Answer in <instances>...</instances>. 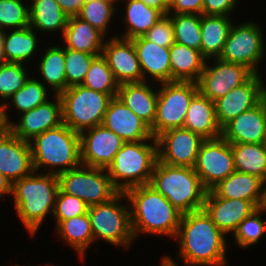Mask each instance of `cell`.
<instances>
[{
	"instance_id": "obj_1",
	"label": "cell",
	"mask_w": 266,
	"mask_h": 266,
	"mask_svg": "<svg viewBox=\"0 0 266 266\" xmlns=\"http://www.w3.org/2000/svg\"><path fill=\"white\" fill-rule=\"evenodd\" d=\"M185 266H227V236L204 209L182 214L174 241ZM183 259V260H182Z\"/></svg>"
},
{
	"instance_id": "obj_2",
	"label": "cell",
	"mask_w": 266,
	"mask_h": 266,
	"mask_svg": "<svg viewBox=\"0 0 266 266\" xmlns=\"http://www.w3.org/2000/svg\"><path fill=\"white\" fill-rule=\"evenodd\" d=\"M124 193L135 240L143 233L175 238L182 213L167 198L149 184L129 188Z\"/></svg>"
},
{
	"instance_id": "obj_3",
	"label": "cell",
	"mask_w": 266,
	"mask_h": 266,
	"mask_svg": "<svg viewBox=\"0 0 266 266\" xmlns=\"http://www.w3.org/2000/svg\"><path fill=\"white\" fill-rule=\"evenodd\" d=\"M58 191V176L43 170L13 183L14 210L30 236H35L45 218L53 215Z\"/></svg>"
},
{
	"instance_id": "obj_4",
	"label": "cell",
	"mask_w": 266,
	"mask_h": 266,
	"mask_svg": "<svg viewBox=\"0 0 266 266\" xmlns=\"http://www.w3.org/2000/svg\"><path fill=\"white\" fill-rule=\"evenodd\" d=\"M30 145L35 172L41 173L43 167L46 172L51 167L46 173L58 175L82 165L80 134L65 123L39 134Z\"/></svg>"
},
{
	"instance_id": "obj_5",
	"label": "cell",
	"mask_w": 266,
	"mask_h": 266,
	"mask_svg": "<svg viewBox=\"0 0 266 266\" xmlns=\"http://www.w3.org/2000/svg\"><path fill=\"white\" fill-rule=\"evenodd\" d=\"M182 214L202 210L207 190L194 168L170 166L157 160L150 184Z\"/></svg>"
},
{
	"instance_id": "obj_6",
	"label": "cell",
	"mask_w": 266,
	"mask_h": 266,
	"mask_svg": "<svg viewBox=\"0 0 266 266\" xmlns=\"http://www.w3.org/2000/svg\"><path fill=\"white\" fill-rule=\"evenodd\" d=\"M157 160L156 138L125 142L106 170L113 186L119 192H125L132 187L150 184Z\"/></svg>"
},
{
	"instance_id": "obj_7",
	"label": "cell",
	"mask_w": 266,
	"mask_h": 266,
	"mask_svg": "<svg viewBox=\"0 0 266 266\" xmlns=\"http://www.w3.org/2000/svg\"><path fill=\"white\" fill-rule=\"evenodd\" d=\"M62 101L63 123L75 133L102 125L109 103L117 94L94 91L82 85L68 87L59 94Z\"/></svg>"
},
{
	"instance_id": "obj_8",
	"label": "cell",
	"mask_w": 266,
	"mask_h": 266,
	"mask_svg": "<svg viewBox=\"0 0 266 266\" xmlns=\"http://www.w3.org/2000/svg\"><path fill=\"white\" fill-rule=\"evenodd\" d=\"M123 200H127L125 193L118 192L104 203L89 206L88 215L95 242L99 239L123 249L133 245L135 239L131 229L130 206L129 203H122Z\"/></svg>"
},
{
	"instance_id": "obj_9",
	"label": "cell",
	"mask_w": 266,
	"mask_h": 266,
	"mask_svg": "<svg viewBox=\"0 0 266 266\" xmlns=\"http://www.w3.org/2000/svg\"><path fill=\"white\" fill-rule=\"evenodd\" d=\"M159 85L156 117L150 127L154 138L165 131L183 127L190 102L199 92L196 82L173 81Z\"/></svg>"
},
{
	"instance_id": "obj_10",
	"label": "cell",
	"mask_w": 266,
	"mask_h": 266,
	"mask_svg": "<svg viewBox=\"0 0 266 266\" xmlns=\"http://www.w3.org/2000/svg\"><path fill=\"white\" fill-rule=\"evenodd\" d=\"M57 176L62 192L80 198L88 206L104 203L119 192L104 168L81 165Z\"/></svg>"
},
{
	"instance_id": "obj_11",
	"label": "cell",
	"mask_w": 266,
	"mask_h": 266,
	"mask_svg": "<svg viewBox=\"0 0 266 266\" xmlns=\"http://www.w3.org/2000/svg\"><path fill=\"white\" fill-rule=\"evenodd\" d=\"M260 27L253 21L232 25L219 58L242 64L254 74H260L259 64L266 53L264 31Z\"/></svg>"
},
{
	"instance_id": "obj_12",
	"label": "cell",
	"mask_w": 266,
	"mask_h": 266,
	"mask_svg": "<svg viewBox=\"0 0 266 266\" xmlns=\"http://www.w3.org/2000/svg\"><path fill=\"white\" fill-rule=\"evenodd\" d=\"M194 170L203 187L211 190L235 171L231 143L222 136L204 140Z\"/></svg>"
},
{
	"instance_id": "obj_13",
	"label": "cell",
	"mask_w": 266,
	"mask_h": 266,
	"mask_svg": "<svg viewBox=\"0 0 266 266\" xmlns=\"http://www.w3.org/2000/svg\"><path fill=\"white\" fill-rule=\"evenodd\" d=\"M213 61L212 64L206 60L197 82L199 92L213 102L245 83L254 74L242 64L227 62L220 58H213Z\"/></svg>"
},
{
	"instance_id": "obj_14",
	"label": "cell",
	"mask_w": 266,
	"mask_h": 266,
	"mask_svg": "<svg viewBox=\"0 0 266 266\" xmlns=\"http://www.w3.org/2000/svg\"><path fill=\"white\" fill-rule=\"evenodd\" d=\"M204 140L184 127L165 131L156 137L158 161L170 166L194 168Z\"/></svg>"
},
{
	"instance_id": "obj_15",
	"label": "cell",
	"mask_w": 266,
	"mask_h": 266,
	"mask_svg": "<svg viewBox=\"0 0 266 266\" xmlns=\"http://www.w3.org/2000/svg\"><path fill=\"white\" fill-rule=\"evenodd\" d=\"M124 143L121 137L103 125L92 127L80 134L81 164L107 169Z\"/></svg>"
},
{
	"instance_id": "obj_16",
	"label": "cell",
	"mask_w": 266,
	"mask_h": 266,
	"mask_svg": "<svg viewBox=\"0 0 266 266\" xmlns=\"http://www.w3.org/2000/svg\"><path fill=\"white\" fill-rule=\"evenodd\" d=\"M54 100L20 114L18 122H11V132L18 138L30 142L39 134L63 124L62 101L59 94Z\"/></svg>"
},
{
	"instance_id": "obj_17",
	"label": "cell",
	"mask_w": 266,
	"mask_h": 266,
	"mask_svg": "<svg viewBox=\"0 0 266 266\" xmlns=\"http://www.w3.org/2000/svg\"><path fill=\"white\" fill-rule=\"evenodd\" d=\"M116 81L119 84L142 82L137 52L131 39L114 35L106 39L102 50Z\"/></svg>"
},
{
	"instance_id": "obj_18",
	"label": "cell",
	"mask_w": 266,
	"mask_h": 266,
	"mask_svg": "<svg viewBox=\"0 0 266 266\" xmlns=\"http://www.w3.org/2000/svg\"><path fill=\"white\" fill-rule=\"evenodd\" d=\"M261 74H253L245 83L215 101L216 119L221 128L260 101L265 84Z\"/></svg>"
},
{
	"instance_id": "obj_19",
	"label": "cell",
	"mask_w": 266,
	"mask_h": 266,
	"mask_svg": "<svg viewBox=\"0 0 266 266\" xmlns=\"http://www.w3.org/2000/svg\"><path fill=\"white\" fill-rule=\"evenodd\" d=\"M257 208L252 201L221 198L212 190L206 192L203 207L226 236L233 234L238 225Z\"/></svg>"
},
{
	"instance_id": "obj_20",
	"label": "cell",
	"mask_w": 266,
	"mask_h": 266,
	"mask_svg": "<svg viewBox=\"0 0 266 266\" xmlns=\"http://www.w3.org/2000/svg\"><path fill=\"white\" fill-rule=\"evenodd\" d=\"M102 125L125 142L144 141L153 138L150 127L117 96L110 101Z\"/></svg>"
},
{
	"instance_id": "obj_21",
	"label": "cell",
	"mask_w": 266,
	"mask_h": 266,
	"mask_svg": "<svg viewBox=\"0 0 266 266\" xmlns=\"http://www.w3.org/2000/svg\"><path fill=\"white\" fill-rule=\"evenodd\" d=\"M0 172L11 181L20 180L34 172L30 142L12 132L0 138Z\"/></svg>"
},
{
	"instance_id": "obj_22",
	"label": "cell",
	"mask_w": 266,
	"mask_h": 266,
	"mask_svg": "<svg viewBox=\"0 0 266 266\" xmlns=\"http://www.w3.org/2000/svg\"><path fill=\"white\" fill-rule=\"evenodd\" d=\"M139 60L143 81L151 77V82H171L170 48L157 45L144 36L131 39ZM148 77V78H147Z\"/></svg>"
},
{
	"instance_id": "obj_23",
	"label": "cell",
	"mask_w": 266,
	"mask_h": 266,
	"mask_svg": "<svg viewBox=\"0 0 266 266\" xmlns=\"http://www.w3.org/2000/svg\"><path fill=\"white\" fill-rule=\"evenodd\" d=\"M222 137L229 143H266V118L259 102L222 128Z\"/></svg>"
},
{
	"instance_id": "obj_24",
	"label": "cell",
	"mask_w": 266,
	"mask_h": 266,
	"mask_svg": "<svg viewBox=\"0 0 266 266\" xmlns=\"http://www.w3.org/2000/svg\"><path fill=\"white\" fill-rule=\"evenodd\" d=\"M218 197L252 201L263 207L265 182L257 176L234 171L211 189Z\"/></svg>"
},
{
	"instance_id": "obj_25",
	"label": "cell",
	"mask_w": 266,
	"mask_h": 266,
	"mask_svg": "<svg viewBox=\"0 0 266 266\" xmlns=\"http://www.w3.org/2000/svg\"><path fill=\"white\" fill-rule=\"evenodd\" d=\"M148 81L124 83L119 85L117 97L141 118L149 127L156 117L158 90Z\"/></svg>"
},
{
	"instance_id": "obj_26",
	"label": "cell",
	"mask_w": 266,
	"mask_h": 266,
	"mask_svg": "<svg viewBox=\"0 0 266 266\" xmlns=\"http://www.w3.org/2000/svg\"><path fill=\"white\" fill-rule=\"evenodd\" d=\"M183 127L205 140L221 137L222 128L216 119L215 102L198 92L190 102Z\"/></svg>"
},
{
	"instance_id": "obj_27",
	"label": "cell",
	"mask_w": 266,
	"mask_h": 266,
	"mask_svg": "<svg viewBox=\"0 0 266 266\" xmlns=\"http://www.w3.org/2000/svg\"><path fill=\"white\" fill-rule=\"evenodd\" d=\"M63 47L89 54H102L105 35L77 16L68 17L63 32Z\"/></svg>"
},
{
	"instance_id": "obj_28",
	"label": "cell",
	"mask_w": 266,
	"mask_h": 266,
	"mask_svg": "<svg viewBox=\"0 0 266 266\" xmlns=\"http://www.w3.org/2000/svg\"><path fill=\"white\" fill-rule=\"evenodd\" d=\"M171 82H198L206 63L201 51L180 43L170 47Z\"/></svg>"
},
{
	"instance_id": "obj_29",
	"label": "cell",
	"mask_w": 266,
	"mask_h": 266,
	"mask_svg": "<svg viewBox=\"0 0 266 266\" xmlns=\"http://www.w3.org/2000/svg\"><path fill=\"white\" fill-rule=\"evenodd\" d=\"M229 16L201 15V53L211 60L219 58L233 25Z\"/></svg>"
},
{
	"instance_id": "obj_30",
	"label": "cell",
	"mask_w": 266,
	"mask_h": 266,
	"mask_svg": "<svg viewBox=\"0 0 266 266\" xmlns=\"http://www.w3.org/2000/svg\"><path fill=\"white\" fill-rule=\"evenodd\" d=\"M35 32L30 26L4 31L2 48L5 62L25 64L33 59L40 42Z\"/></svg>"
},
{
	"instance_id": "obj_31",
	"label": "cell",
	"mask_w": 266,
	"mask_h": 266,
	"mask_svg": "<svg viewBox=\"0 0 266 266\" xmlns=\"http://www.w3.org/2000/svg\"><path fill=\"white\" fill-rule=\"evenodd\" d=\"M29 3L30 27L35 31L63 32L67 25L68 16L60 8L56 0H31Z\"/></svg>"
},
{
	"instance_id": "obj_32",
	"label": "cell",
	"mask_w": 266,
	"mask_h": 266,
	"mask_svg": "<svg viewBox=\"0 0 266 266\" xmlns=\"http://www.w3.org/2000/svg\"><path fill=\"white\" fill-rule=\"evenodd\" d=\"M56 233L84 261L86 251L94 243L88 213L61 221L56 226Z\"/></svg>"
},
{
	"instance_id": "obj_33",
	"label": "cell",
	"mask_w": 266,
	"mask_h": 266,
	"mask_svg": "<svg viewBox=\"0 0 266 266\" xmlns=\"http://www.w3.org/2000/svg\"><path fill=\"white\" fill-rule=\"evenodd\" d=\"M47 47L36 67L39 68L38 72L43 79L41 82L50 88L53 94H60L66 90L65 47Z\"/></svg>"
},
{
	"instance_id": "obj_34",
	"label": "cell",
	"mask_w": 266,
	"mask_h": 266,
	"mask_svg": "<svg viewBox=\"0 0 266 266\" xmlns=\"http://www.w3.org/2000/svg\"><path fill=\"white\" fill-rule=\"evenodd\" d=\"M126 13L124 14L125 30L119 37L125 39H133L143 36L155 23L163 16V14L155 9L146 6L140 0H123Z\"/></svg>"
},
{
	"instance_id": "obj_35",
	"label": "cell",
	"mask_w": 266,
	"mask_h": 266,
	"mask_svg": "<svg viewBox=\"0 0 266 266\" xmlns=\"http://www.w3.org/2000/svg\"><path fill=\"white\" fill-rule=\"evenodd\" d=\"M235 171L266 182V143H231Z\"/></svg>"
},
{
	"instance_id": "obj_36",
	"label": "cell",
	"mask_w": 266,
	"mask_h": 266,
	"mask_svg": "<svg viewBox=\"0 0 266 266\" xmlns=\"http://www.w3.org/2000/svg\"><path fill=\"white\" fill-rule=\"evenodd\" d=\"M31 76L26 84L15 92L8 100L6 101V109L10 110L11 105L20 112L19 114L29 111L40 104L45 103L47 100L51 99L48 89L40 80ZM8 101H12L9 106Z\"/></svg>"
},
{
	"instance_id": "obj_37",
	"label": "cell",
	"mask_w": 266,
	"mask_h": 266,
	"mask_svg": "<svg viewBox=\"0 0 266 266\" xmlns=\"http://www.w3.org/2000/svg\"><path fill=\"white\" fill-rule=\"evenodd\" d=\"M81 85L101 93L118 94L120 84L116 81L106 58L101 54L92 60Z\"/></svg>"
},
{
	"instance_id": "obj_38",
	"label": "cell",
	"mask_w": 266,
	"mask_h": 266,
	"mask_svg": "<svg viewBox=\"0 0 266 266\" xmlns=\"http://www.w3.org/2000/svg\"><path fill=\"white\" fill-rule=\"evenodd\" d=\"M117 3L115 0H86L77 17L106 36L113 16L117 14L115 6Z\"/></svg>"
},
{
	"instance_id": "obj_39",
	"label": "cell",
	"mask_w": 266,
	"mask_h": 266,
	"mask_svg": "<svg viewBox=\"0 0 266 266\" xmlns=\"http://www.w3.org/2000/svg\"><path fill=\"white\" fill-rule=\"evenodd\" d=\"M172 19L174 40L190 48L201 51V15L168 14Z\"/></svg>"
},
{
	"instance_id": "obj_40",
	"label": "cell",
	"mask_w": 266,
	"mask_h": 266,
	"mask_svg": "<svg viewBox=\"0 0 266 266\" xmlns=\"http://www.w3.org/2000/svg\"><path fill=\"white\" fill-rule=\"evenodd\" d=\"M263 213H266V208L258 207L238 225L231 237L237 247L245 249L256 245L265 236L266 221L262 219Z\"/></svg>"
},
{
	"instance_id": "obj_41",
	"label": "cell",
	"mask_w": 266,
	"mask_h": 266,
	"mask_svg": "<svg viewBox=\"0 0 266 266\" xmlns=\"http://www.w3.org/2000/svg\"><path fill=\"white\" fill-rule=\"evenodd\" d=\"M30 26L29 3L24 0H0V30L22 29Z\"/></svg>"
},
{
	"instance_id": "obj_42",
	"label": "cell",
	"mask_w": 266,
	"mask_h": 266,
	"mask_svg": "<svg viewBox=\"0 0 266 266\" xmlns=\"http://www.w3.org/2000/svg\"><path fill=\"white\" fill-rule=\"evenodd\" d=\"M25 65L7 62L0 65V98L2 102H6L30 78Z\"/></svg>"
},
{
	"instance_id": "obj_43",
	"label": "cell",
	"mask_w": 266,
	"mask_h": 266,
	"mask_svg": "<svg viewBox=\"0 0 266 266\" xmlns=\"http://www.w3.org/2000/svg\"><path fill=\"white\" fill-rule=\"evenodd\" d=\"M98 55L101 54H89L65 48L66 89L70 86L82 84L92 60Z\"/></svg>"
},
{
	"instance_id": "obj_44",
	"label": "cell",
	"mask_w": 266,
	"mask_h": 266,
	"mask_svg": "<svg viewBox=\"0 0 266 266\" xmlns=\"http://www.w3.org/2000/svg\"><path fill=\"white\" fill-rule=\"evenodd\" d=\"M89 206L80 198L58 191L53 217L56 226L64 220L88 213Z\"/></svg>"
},
{
	"instance_id": "obj_45",
	"label": "cell",
	"mask_w": 266,
	"mask_h": 266,
	"mask_svg": "<svg viewBox=\"0 0 266 266\" xmlns=\"http://www.w3.org/2000/svg\"><path fill=\"white\" fill-rule=\"evenodd\" d=\"M143 36L157 45L170 48L175 43L171 17L163 15Z\"/></svg>"
},
{
	"instance_id": "obj_46",
	"label": "cell",
	"mask_w": 266,
	"mask_h": 266,
	"mask_svg": "<svg viewBox=\"0 0 266 266\" xmlns=\"http://www.w3.org/2000/svg\"><path fill=\"white\" fill-rule=\"evenodd\" d=\"M237 5V0H203V14L230 16Z\"/></svg>"
},
{
	"instance_id": "obj_47",
	"label": "cell",
	"mask_w": 266,
	"mask_h": 266,
	"mask_svg": "<svg viewBox=\"0 0 266 266\" xmlns=\"http://www.w3.org/2000/svg\"><path fill=\"white\" fill-rule=\"evenodd\" d=\"M168 14H203V0H170Z\"/></svg>"
},
{
	"instance_id": "obj_48",
	"label": "cell",
	"mask_w": 266,
	"mask_h": 266,
	"mask_svg": "<svg viewBox=\"0 0 266 266\" xmlns=\"http://www.w3.org/2000/svg\"><path fill=\"white\" fill-rule=\"evenodd\" d=\"M63 10V12L68 16H77L81 10L82 5L86 0H56Z\"/></svg>"
},
{
	"instance_id": "obj_49",
	"label": "cell",
	"mask_w": 266,
	"mask_h": 266,
	"mask_svg": "<svg viewBox=\"0 0 266 266\" xmlns=\"http://www.w3.org/2000/svg\"><path fill=\"white\" fill-rule=\"evenodd\" d=\"M8 116L6 102L3 101V103H0V138L11 132L12 119H10Z\"/></svg>"
},
{
	"instance_id": "obj_50",
	"label": "cell",
	"mask_w": 266,
	"mask_h": 266,
	"mask_svg": "<svg viewBox=\"0 0 266 266\" xmlns=\"http://www.w3.org/2000/svg\"><path fill=\"white\" fill-rule=\"evenodd\" d=\"M146 6L159 10L163 15H168L170 0H140Z\"/></svg>"
},
{
	"instance_id": "obj_51",
	"label": "cell",
	"mask_w": 266,
	"mask_h": 266,
	"mask_svg": "<svg viewBox=\"0 0 266 266\" xmlns=\"http://www.w3.org/2000/svg\"><path fill=\"white\" fill-rule=\"evenodd\" d=\"M12 185L11 181L0 172V198L5 195H12Z\"/></svg>"
},
{
	"instance_id": "obj_52",
	"label": "cell",
	"mask_w": 266,
	"mask_h": 266,
	"mask_svg": "<svg viewBox=\"0 0 266 266\" xmlns=\"http://www.w3.org/2000/svg\"><path fill=\"white\" fill-rule=\"evenodd\" d=\"M160 266H178L175 260L170 256H163L161 258Z\"/></svg>"
},
{
	"instance_id": "obj_53",
	"label": "cell",
	"mask_w": 266,
	"mask_h": 266,
	"mask_svg": "<svg viewBox=\"0 0 266 266\" xmlns=\"http://www.w3.org/2000/svg\"><path fill=\"white\" fill-rule=\"evenodd\" d=\"M263 107L265 118H266V85H263V90L260 95V101H259Z\"/></svg>"
},
{
	"instance_id": "obj_54",
	"label": "cell",
	"mask_w": 266,
	"mask_h": 266,
	"mask_svg": "<svg viewBox=\"0 0 266 266\" xmlns=\"http://www.w3.org/2000/svg\"><path fill=\"white\" fill-rule=\"evenodd\" d=\"M4 31L0 30V65L5 63L3 57V48H2V39H3Z\"/></svg>"
},
{
	"instance_id": "obj_55",
	"label": "cell",
	"mask_w": 266,
	"mask_h": 266,
	"mask_svg": "<svg viewBox=\"0 0 266 266\" xmlns=\"http://www.w3.org/2000/svg\"><path fill=\"white\" fill-rule=\"evenodd\" d=\"M263 207L266 208V182H265V199H264V204H263Z\"/></svg>"
}]
</instances>
